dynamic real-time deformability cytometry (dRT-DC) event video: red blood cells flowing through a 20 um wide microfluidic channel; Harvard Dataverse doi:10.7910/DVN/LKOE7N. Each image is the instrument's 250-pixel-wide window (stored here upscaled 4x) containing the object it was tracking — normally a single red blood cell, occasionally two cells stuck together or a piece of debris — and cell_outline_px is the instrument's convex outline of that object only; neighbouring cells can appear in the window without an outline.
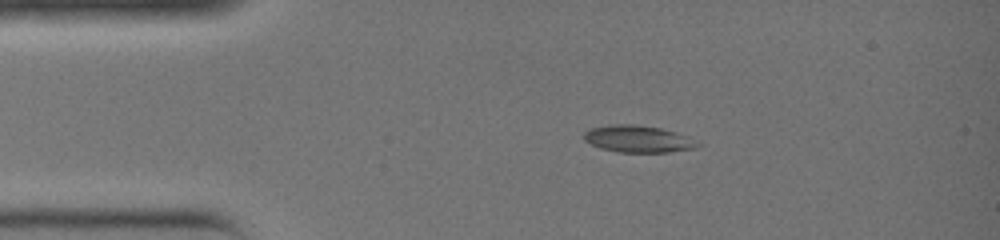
{"species": "common noctule bat (a hibernating species)", "species_latin": "Nyctalus noctula", "temperature_condition": "warm", "stored_images_in_passage": 30, "camera_frame_rate_fps": 3000, "um_per_image_px": 0.085, "animal": {"sex": "female", "body_mass_g": 19.0, "forearm_length_mm": 51.5}, "frame": {"image": 1, "passage_image": 1, "time_ms": 0.0, "image_size_px": [1000, 240], "cell_outline_px": [[704, 144], [696, 148], [668, 152], [620, 152], [600, 148], [584, 140], [584, 132], [592, 128], [608, 124], [632, 124], [660, 128], [676, 132], [688, 136]], "centroid_in_image_um": [54.28, 11.81], "position_along_channel_um": 30.7, "area_um2": 17.92}}
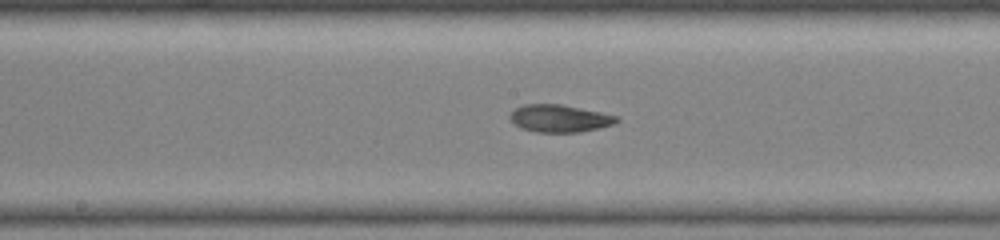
{"frame": {"image": 2, "passage_image": 13, "time_ms": 4.0, "image_size_px": [1000, 240], "cell_outline_px": [[620, 120], [612, 124], [600, 128], [580, 132], [536, 132], [520, 128], [508, 116], [516, 108], [524, 104], [560, 104], [620, 116]], "centroid_in_image_um": [47.58, 10.07], "position_along_channel_um": 200.6, "area_um2": 16.99}}
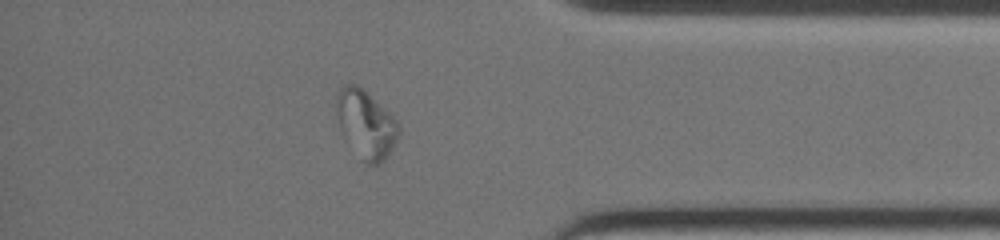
{"frame": {"image": 3, "passage_image": 25, "time_ms": 8.0, "image_size_px": [1000, 240], "cell_outline_px": [[400, 132], [396, 140], [384, 160], [376, 164], [364, 164], [360, 160], [340, 132], [336, 104], [336, 92], [344, 84], [356, 84], [364, 88], [400, 124]], "centroid_in_image_um": [31.07, 10.54], "position_along_channel_um": 404.1, "area_um2": 24.8}}